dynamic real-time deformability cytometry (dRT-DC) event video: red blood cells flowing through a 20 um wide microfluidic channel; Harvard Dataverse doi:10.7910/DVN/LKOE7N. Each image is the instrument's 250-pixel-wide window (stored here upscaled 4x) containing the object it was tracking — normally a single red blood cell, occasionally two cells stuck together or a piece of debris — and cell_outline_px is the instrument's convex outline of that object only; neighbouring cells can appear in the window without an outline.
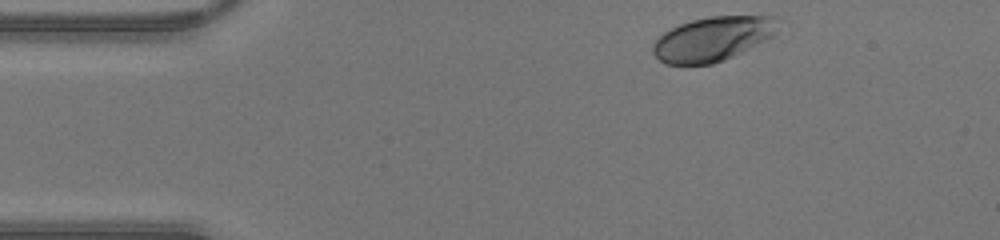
{"species": "human", "species_latin": "Homo sapiens", "temperature_condition": "warm", "stored_images_in_passage": 36, "camera_frame_rate_fps": 3000, "um_per_image_px": 0.085, "donor": {"sex": "male"}, "frame": {"image": 1, "passage_image": 1, "time_ms": 0.0, "image_size_px": [1000, 240], "cell_outline_px": [[776, 32], [772, 36], [724, 60], [712, 64], [664, 64], [652, 52], [652, 44], [664, 32], [680, 24], [692, 20], [708, 16], [776, 16]], "centroid_in_image_um": [60.53, 3.3], "position_along_channel_um": 24.5, "area_um2": 31.85}}
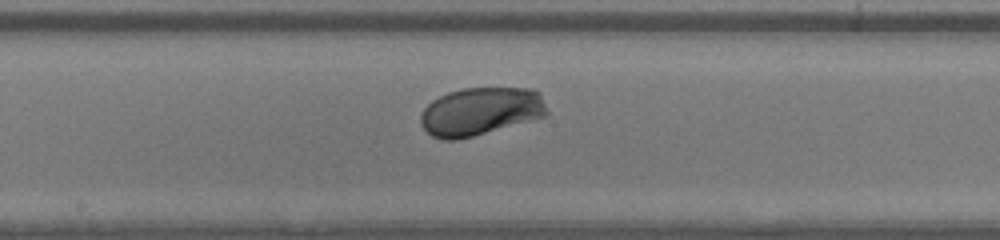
{"frame": {"image": 2, "passage_image": 18, "time_ms": 5.667, "image_size_px": [1000, 240], "cell_outline_px": [[548, 116], [472, 136], [456, 140], [444, 140], [432, 136], [420, 124], [420, 116], [424, 108], [432, 100], [448, 92], [464, 88], [532, 88], [540, 92], [548, 112]], "centroid_in_image_um": [40.86, 9.46], "position_along_channel_um": 207.3, "area_um2": 35.43}}
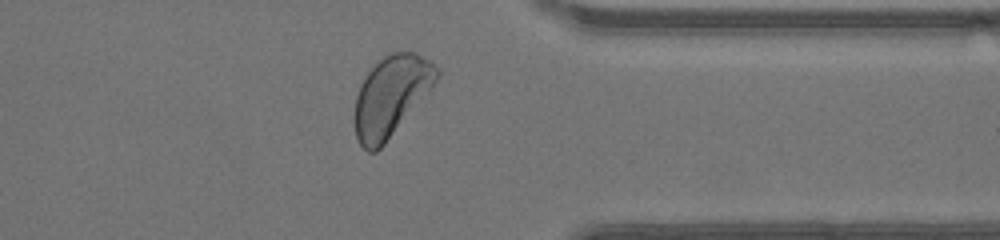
{"frame": {"image": 3, "passage_image": 30, "time_ms": 9.667, "image_size_px": [1000, 240], "cell_outline_px": [[440, 72], [436, 80], [428, 92], [384, 144], [376, 152], [368, 152], [360, 144], [356, 136], [352, 120], [356, 96], [360, 84], [364, 76], [388, 52], [416, 52], [440, 68]], "centroid_in_image_um": [33.2, 8.16], "position_along_channel_um": 378.2, "area_um2": 38.26}}